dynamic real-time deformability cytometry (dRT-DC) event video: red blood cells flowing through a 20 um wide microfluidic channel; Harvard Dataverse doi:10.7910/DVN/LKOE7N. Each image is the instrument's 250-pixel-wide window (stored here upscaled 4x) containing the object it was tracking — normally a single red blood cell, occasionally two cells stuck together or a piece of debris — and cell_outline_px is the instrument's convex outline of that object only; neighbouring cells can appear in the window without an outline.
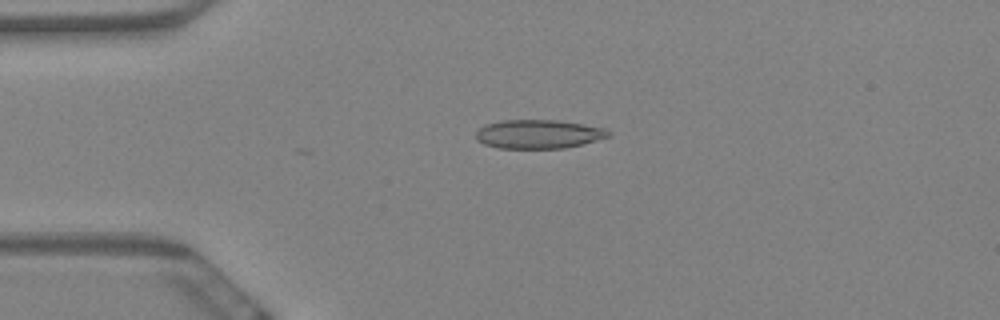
{"species": "Egyptian fruit bat (a non-hibernating species)", "species_latin": "Rousettus aegyptiacus", "temperature_condition": "warm", "stored_images_in_passage": 30, "camera_frame_rate_fps": 3000, "um_per_image_px": 0.085, "animal": {"sex": "female"}, "frame": {"image": 1, "passage_image": 14, "time_ms": 4.333, "image_size_px": [1000, 320], "cell_outline_px": [[612, 136], [564, 148], [500, 148], [484, 144], [476, 140], [476, 132], [484, 124], [500, 120], [556, 120], [584, 124], [604, 128], [612, 132]], "centroid_in_image_um": [45.77, 11.39], "position_along_channel_um": 39.2, "area_um2": 22.31}}
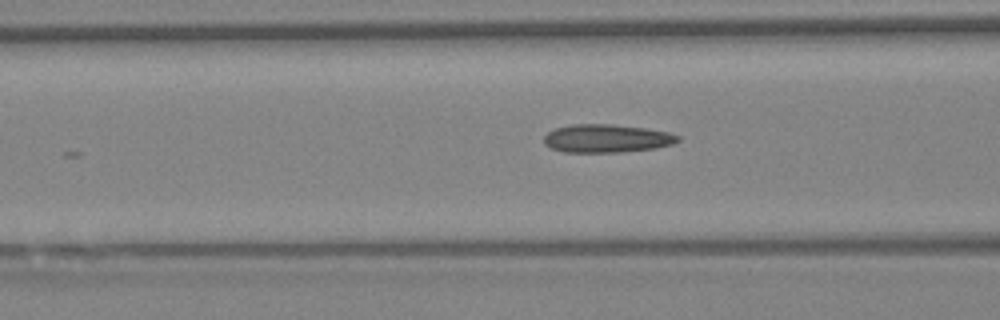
{"frame": {"image": 2, "passage_image": 23, "time_ms": 7.333, "image_size_px": [1000, 320], "cell_outline_px": [[680, 140], [672, 144], [656, 148], [624, 152], [564, 152], [552, 148], [544, 144], [544, 136], [548, 132], [556, 128], [572, 124], [612, 124], [644, 128], [668, 132], [680, 136]], "centroid_in_image_um": [51.57, 11.77], "position_along_channel_um": 115.0, "area_um2": 22.02}}
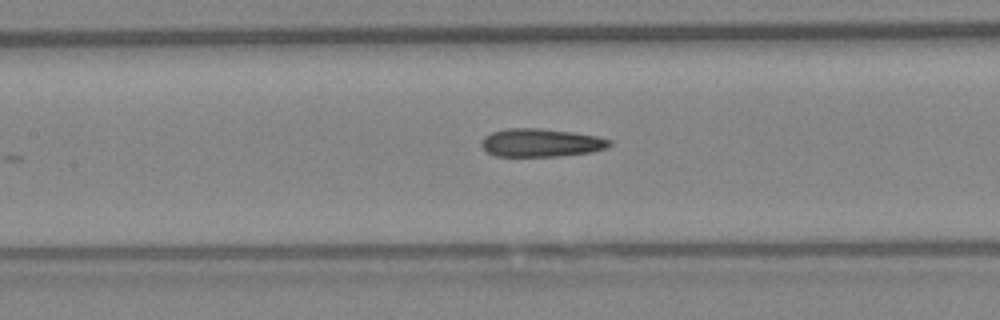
{"frame": {"image": 3, "passage_image": 27, "time_ms": 8.667, "image_size_px": [1000, 320], "cell_outline_px": [[612, 144], [608, 148], [592, 152], [560, 156], [496, 156], [488, 152], [480, 144], [484, 136], [492, 132], [504, 128], [540, 128], [572, 132], [596, 136], [612, 140]], "centroid_in_image_um": [46.0, 12.13], "position_along_channel_um": 161.4, "area_um2": 21.15}}